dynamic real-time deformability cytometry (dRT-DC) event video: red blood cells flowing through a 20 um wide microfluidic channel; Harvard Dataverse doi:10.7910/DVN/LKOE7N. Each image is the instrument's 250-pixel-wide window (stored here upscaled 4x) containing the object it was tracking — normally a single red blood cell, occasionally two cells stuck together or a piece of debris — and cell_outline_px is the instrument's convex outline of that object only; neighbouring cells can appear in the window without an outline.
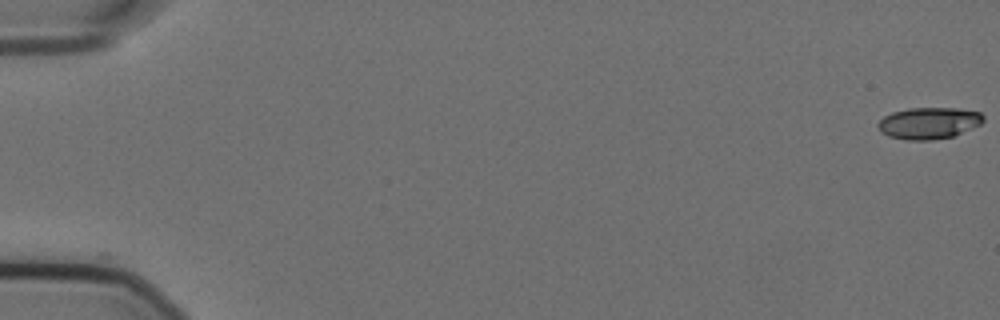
{"species": "Egyptian fruit bat (a non-hibernating species)", "species_latin": "Rousettus aegyptiacus", "temperature_condition": "cold", "stored_images_in_passage": 53, "camera_frame_rate_fps": 3000, "um_per_image_px": 0.085, "animal": {"sex": "female"}, "frame": {"image": 1, "passage_image": 1, "time_ms": 0.0, "image_size_px": [1000, 320], "cell_outline_px": [[984, 120], [980, 124], [972, 128], [952, 136], [932, 140], [904, 140], [888, 136], [880, 132], [876, 124], [884, 116], [892, 112], [908, 108], [956, 108], [980, 112], [984, 116]], "centroid_in_image_um": [78.91, 10.46], "position_along_channel_um": 6.1, "area_um2": 19.48}}
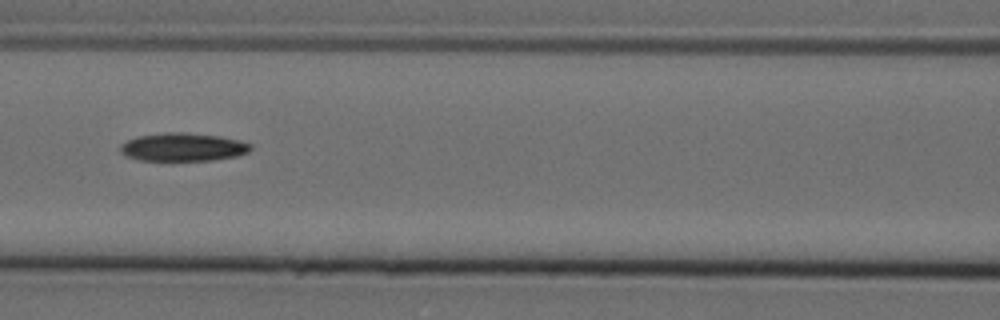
{"frame": {"image": 2, "passage_image": 27, "time_ms": 8.667, "image_size_px": [1000, 320], "cell_outline_px": [[252, 148], [248, 152], [236, 156], [212, 160], [140, 160], [124, 156], [120, 152], [120, 144], [136, 136], [168, 132], [184, 132], [220, 136], [240, 140], [252, 144]], "centroid_in_image_um": [15.54, 12.49], "position_along_channel_um": 151.1, "area_um2": 21.5}}
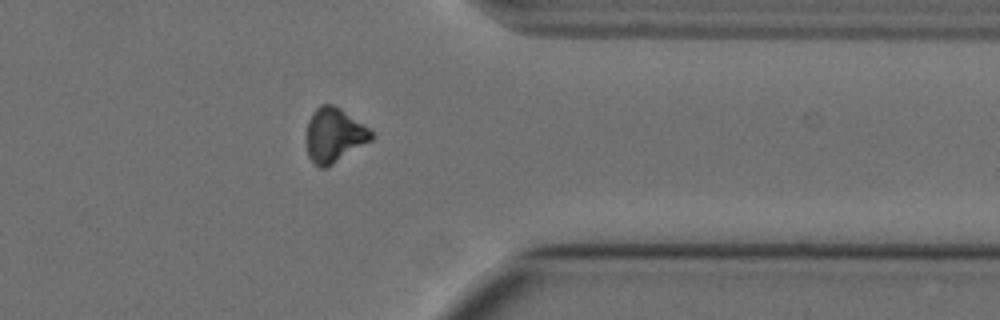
{"frame": {"image": 3, "passage_image": 47, "time_ms": 15.333, "image_size_px": [1000, 320], "cell_outline_px": [[372, 140], [328, 168], [320, 168], [308, 156], [304, 140], [304, 136], [308, 120], [312, 112], [320, 104], [332, 104], [340, 108], [368, 128], [372, 132]], "centroid_in_image_um": [28.34, 11.51], "position_along_channel_um": 383.1, "area_um2": 20.92}, "authors_computed_cell_mechanics": {"area_um2": 20.9814, "velocity_mm_per_s": 3.5983, "shape_relaxation_time_tau1_ms": 7.8746, "shape_relaxation_time_tau2_ms": null, "deformation_change_tau1": 0.1938, "deformation_change_tau2": null}}